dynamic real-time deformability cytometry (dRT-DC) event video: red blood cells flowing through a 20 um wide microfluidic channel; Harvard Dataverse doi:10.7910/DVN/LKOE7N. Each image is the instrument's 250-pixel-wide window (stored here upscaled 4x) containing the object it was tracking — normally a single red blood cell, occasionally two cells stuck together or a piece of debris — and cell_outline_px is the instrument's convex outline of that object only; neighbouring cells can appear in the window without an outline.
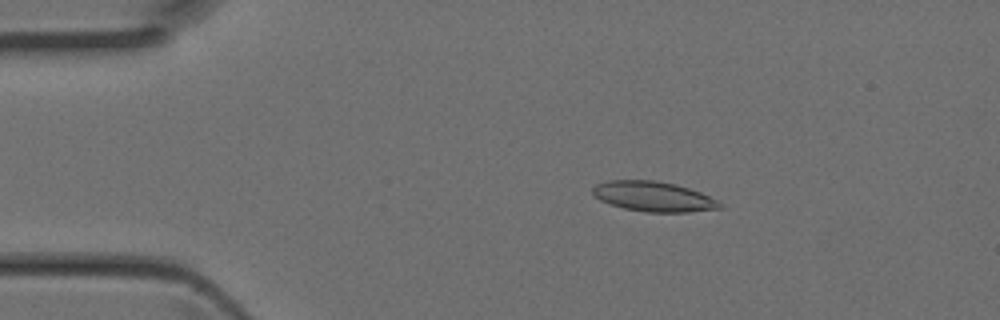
{"species": "Egyptian fruit bat (a non-hibernating species)", "species_latin": "Rousettus aegyptiacus", "temperature_condition": "room temperature", "stored_images_in_passage": 43, "camera_frame_rate_fps": 3000, "um_per_image_px": 0.085, "animal": {"sex": "female"}, "frame": {"image": 1, "passage_image": 8, "time_ms": 2.333, "image_size_px": [1000, 320], "cell_outline_px": [[724, 208], [688, 212], [648, 212], [624, 208], [600, 200], [592, 196], [592, 188], [596, 184], [612, 180], [652, 180], [676, 184], [700, 192], [724, 204]], "centroid_in_image_um": [55.55, 16.7], "position_along_channel_um": 29.4, "area_um2": 22.2}}
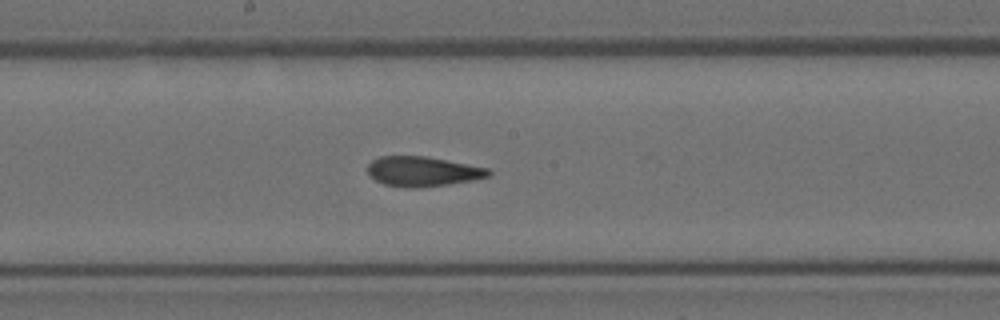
{"frame": {"image": 2, "passage_image": 23, "time_ms": 7.333, "image_size_px": [1000, 320], "cell_outline_px": [[492, 172], [488, 176], [472, 180], [448, 184], [416, 188], [408, 188], [384, 184], [368, 176], [368, 164], [372, 160], [380, 156], [424, 156], [488, 168]], "centroid_in_image_um": [35.88, 14.57], "position_along_channel_um": 212.3, "area_um2": 20.87}}
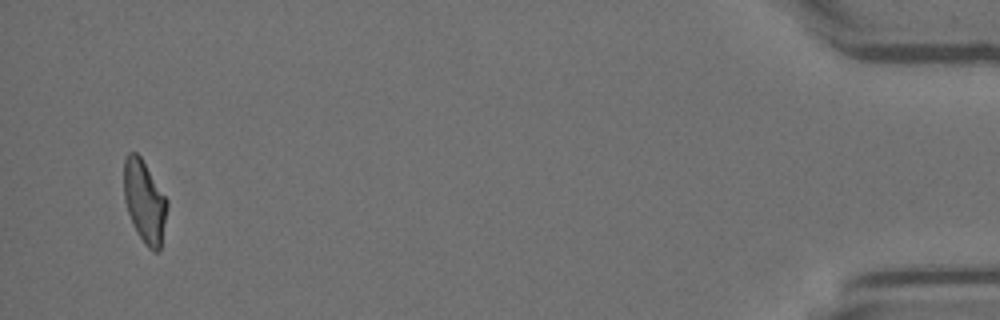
{"frame": {"image": 3, "passage_image": 42, "time_ms": 13.667, "image_size_px": [1000, 320], "cell_outline_px": [[168, 204], [160, 252], [152, 252], [144, 244], [132, 224], [124, 200], [124, 160], [128, 152], [136, 152], [140, 156], [168, 200]], "centroid_in_image_um": [12.29, 17.16], "position_along_channel_um": 422.9, "area_um2": 20.87}}